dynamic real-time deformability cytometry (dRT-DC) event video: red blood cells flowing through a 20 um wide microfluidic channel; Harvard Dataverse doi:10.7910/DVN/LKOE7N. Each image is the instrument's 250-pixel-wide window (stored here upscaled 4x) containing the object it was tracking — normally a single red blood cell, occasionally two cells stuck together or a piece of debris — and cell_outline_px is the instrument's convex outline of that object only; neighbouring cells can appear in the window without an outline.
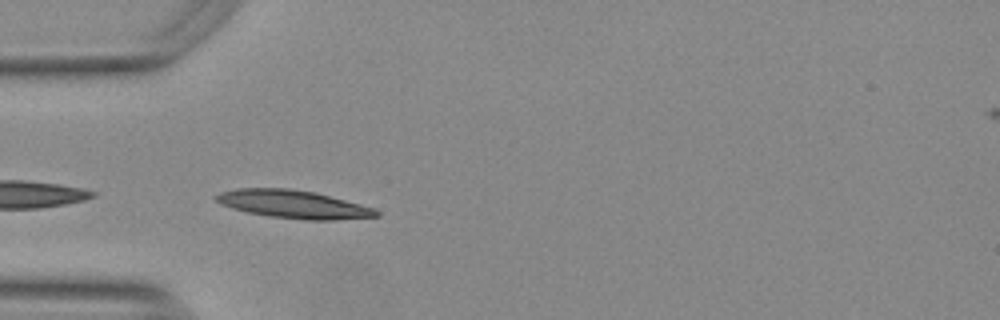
{"species": "Egyptian fruit bat (a non-hibernating species)", "species_latin": "Rousettus aegyptiacus", "temperature_condition": "warm", "stored_images_in_passage": 22, "camera_frame_rate_fps": 3000, "um_per_image_px": 0.085, "animal": {"sex": "female"}, "frame": {"image": 1, "passage_image": 1, "time_ms": 0.0, "image_size_px": [1000, 320], "cell_outline_px": [[380, 216], [336, 220], [304, 220], [272, 216], [248, 212], [232, 208], [220, 204], [212, 196], [220, 192], [236, 188], [288, 188], [316, 192], [376, 208], [380, 212]], "centroid_in_image_um": [24.96, 17.35], "position_along_channel_um": 60.0, "area_um2": 26.36}}
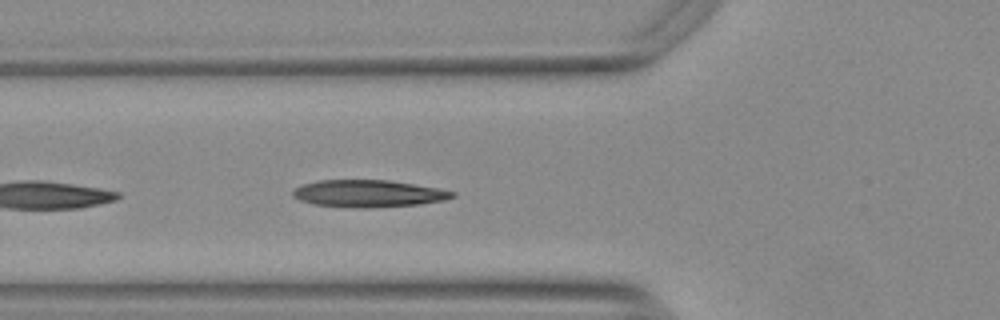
{"frame": {"image": 2, "passage_image": 4, "time_ms": 1.0, "image_size_px": [1000, 320], "cell_outline_px": [[456, 196], [444, 200], [420, 204], [368, 208], [312, 204], [300, 200], [292, 196], [292, 192], [296, 188], [304, 184], [320, 180], [388, 180], [436, 188], [456, 192]], "centroid_in_image_um": [31.32, 16.45], "position_along_channel_um": 94.5, "area_um2": 24.91}}